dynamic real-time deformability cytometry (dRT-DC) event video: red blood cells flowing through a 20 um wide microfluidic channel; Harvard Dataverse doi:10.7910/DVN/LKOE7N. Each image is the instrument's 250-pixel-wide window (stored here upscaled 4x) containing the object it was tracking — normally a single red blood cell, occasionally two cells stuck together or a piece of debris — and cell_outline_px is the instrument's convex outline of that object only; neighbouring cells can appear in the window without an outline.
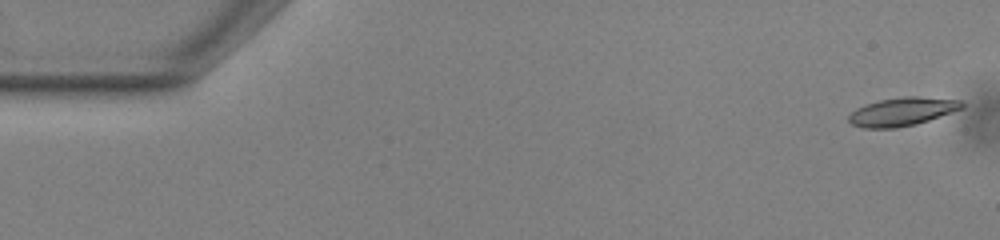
{"species": "common noctule bat (a hibernating species)", "species_latin": "Nyctalus noctula", "temperature_condition": "warm", "stored_images_in_passage": 53, "camera_frame_rate_fps": 3000, "um_per_image_px": 0.085, "animal": {"sex": "male", "body_mass_g": 13.0, "forearm_length_mm": 53.1}, "frame": {"image": 1, "passage_image": 1, "time_ms": 0.0, "image_size_px": [1000, 240], "cell_outline_px": [[964, 108], [916, 124], [896, 128], [864, 128], [852, 124], [848, 120], [848, 116], [856, 108], [864, 104], [880, 100], [904, 96], [920, 96], [960, 100], [964, 104]], "centroid_in_image_um": [76.68, 9.48], "position_along_channel_um": 8.3, "area_um2": 18.73}}
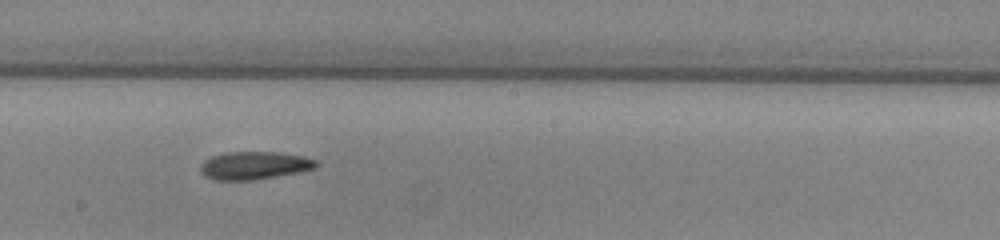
{"frame": {"image": 2, "passage_image": 29, "time_ms": 9.333, "image_size_px": [1000, 240], "cell_outline_px": [[320, 164], [316, 168], [300, 172], [252, 180], [212, 180], [204, 176], [200, 172], [200, 164], [204, 160], [212, 156], [228, 152], [276, 152], [304, 156], [316, 160]], "centroid_in_image_um": [21.61, 14.07], "position_along_channel_um": 226.6, "area_um2": 18.96}}
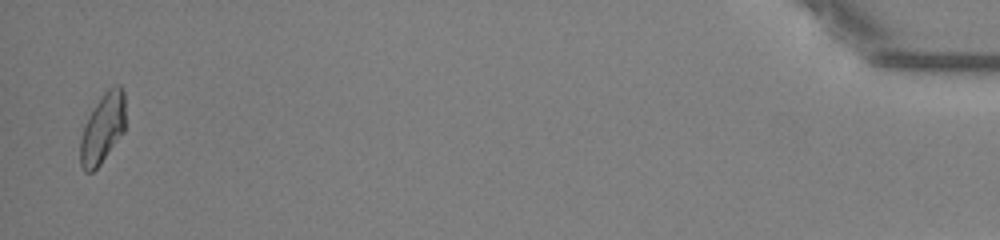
{"frame": {"image": 3, "passage_image": 52, "time_ms": 17.0, "image_size_px": [1000, 240], "cell_outline_px": [[124, 132], [100, 164], [92, 172], [84, 172], [80, 164], [80, 140], [84, 128], [96, 104], [104, 92], [108, 88], [116, 84], [120, 84], [124, 88]], "centroid_in_image_um": [8.74, 10.91], "position_along_channel_um": 426.5, "area_um2": 18.09}, "authors_computed_cell_mechanics": {"area_um2": 18.785, "velocity_mm_per_s": 3.8519, "shape_relaxation_time_tau1_ms": 8.3458, "shape_relaxation_time_tau2_ms": null, "deformation_change_tau1": 0.2085, "deformation_change_tau2": null}}